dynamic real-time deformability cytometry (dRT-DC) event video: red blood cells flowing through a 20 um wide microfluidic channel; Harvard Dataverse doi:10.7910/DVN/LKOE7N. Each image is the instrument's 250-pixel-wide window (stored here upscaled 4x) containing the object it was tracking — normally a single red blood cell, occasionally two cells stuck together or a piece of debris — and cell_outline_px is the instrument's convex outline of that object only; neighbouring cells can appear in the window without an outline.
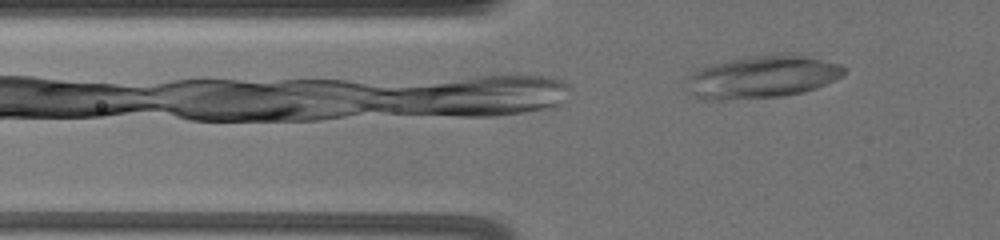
{"species": "common noctule bat (a hibernating species)", "species_latin": "Nyctalus noctula", "temperature_condition": "warm", "stored_images_in_passage": 46, "camera_frame_rate_fps": 3000, "um_per_image_px": 0.085, "animal": {"sex": "female", "body_mass_g": 19.5, "forearm_length_mm": 54.1}, "frame": {"image": 1, "passage_image": 3, "time_ms": 0.667, "image_size_px": [1000, 240], "cell_outline_px": [[848, 72], [844, 76], [816, 88], [804, 92], [784, 96], [716, 100], [704, 100], [688, 92], [684, 88], [684, 80], [692, 72], [700, 68], [712, 64], [752, 56], [776, 52], [792, 52], [840, 64]], "centroid_in_image_um": [64.79, 6.52], "position_along_channel_um": 61.0, "area_um2": 39.71}}
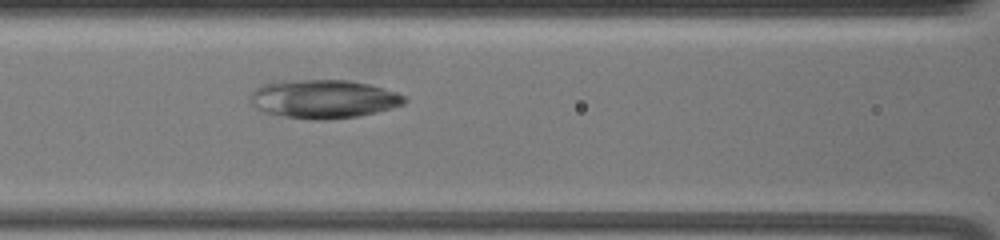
{"frame": {"image": 2, "passage_image": 12, "time_ms": 3.667, "image_size_px": [1000, 240], "cell_outline_px": [[408, 100], [404, 104], [376, 112], [360, 116], [324, 120], [312, 120], [284, 116], [268, 112], [256, 108], [252, 104], [252, 92], [256, 88], [264, 84], [300, 80], [348, 80], [368, 84], [396, 92], [404, 96]], "centroid_in_image_um": [27.55, 8.42], "position_along_channel_um": 139.1, "area_um2": 34.16}}
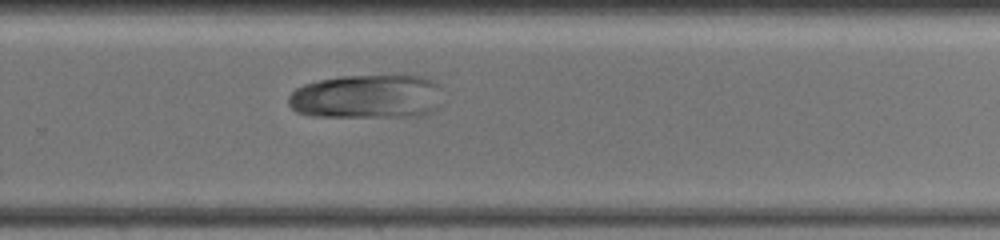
{"frame": {"image": 3, "passage_image": 27, "time_ms": 8.667, "image_size_px": [1000, 240], "cell_outline_px": [[436, 108], [432, 112], [420, 116], [312, 116], [296, 112], [288, 104], [288, 96], [296, 88], [304, 84], [320, 80], [340, 76], [400, 72], [404, 72], [436, 80]], "centroid_in_image_um": [31.16, 8.15], "position_along_channel_um": 298.6, "area_um2": 40.23}}